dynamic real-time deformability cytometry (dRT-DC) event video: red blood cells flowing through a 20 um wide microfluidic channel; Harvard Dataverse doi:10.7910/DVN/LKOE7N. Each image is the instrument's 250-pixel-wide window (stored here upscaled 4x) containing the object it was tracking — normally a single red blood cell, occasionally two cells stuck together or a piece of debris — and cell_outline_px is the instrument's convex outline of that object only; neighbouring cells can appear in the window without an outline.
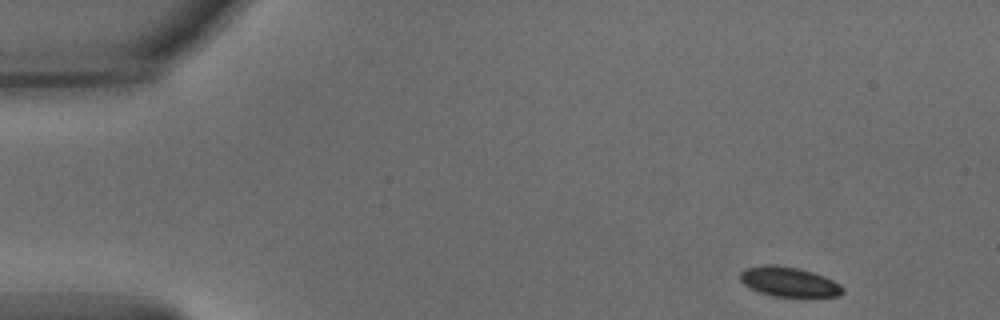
{"species": "common noctule bat (a hibernating species)", "species_latin": "Nyctalus noctula", "temperature_condition": "warm", "stored_images_in_passage": 49, "camera_frame_rate_fps": 3000, "um_per_image_px": 0.085, "animal": {"sex": "male", "body_mass_g": 15.6}, "frame": {"image": 1, "passage_image": 1, "time_ms": 0.0, "image_size_px": [1000, 320], "cell_outline_px": [[844, 292], [840, 296], [772, 296], [760, 292], [744, 284], [740, 280], [740, 272], [744, 268], [764, 264], [776, 264], [800, 268], [824, 276], [840, 284], [844, 288]], "centroid_in_image_um": [67.05, 23.93], "position_along_channel_um": 17.9, "area_um2": 17.8}}
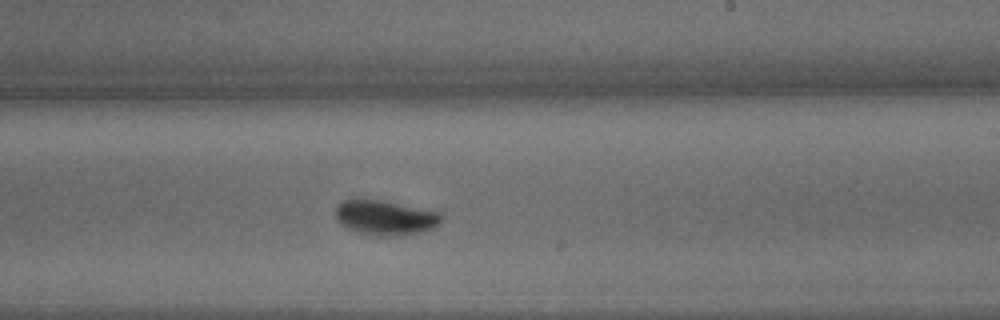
{"frame": {"image": 2, "passage_image": 28, "time_ms": 9.0, "image_size_px": [1000, 320], "cell_outline_px": [[444, 216], [440, 224], [436, 228], [424, 232], [396, 236], [368, 236], [348, 228], [340, 224], [336, 220], [336, 208], [344, 200], [380, 200], [440, 212]], "centroid_in_image_um": [32.8, 18.53], "position_along_channel_um": 256.2, "area_um2": 21.62}}
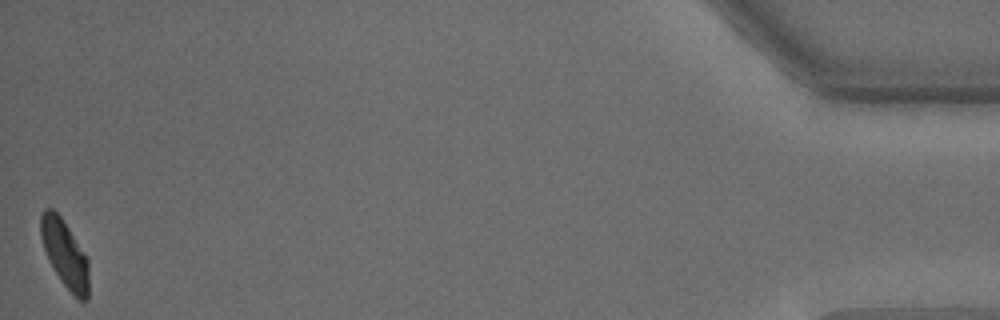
{"frame": {"image": 3, "passage_image": 49, "time_ms": 16.0, "image_size_px": [1000, 320], "cell_outline_px": [[88, 300], [80, 300], [64, 284], [48, 260], [40, 236], [40, 216], [44, 208], [52, 208], [60, 216], [68, 228], [88, 260]], "centroid_in_image_um": [5.48, 21.54], "position_along_channel_um": 429.7, "area_um2": 18.38}, "authors_computed_cell_mechanics": {"area_um2": 20.1722, "velocity_mm_per_s": 3.7935, "shape_relaxation_time_tau1_ms": 2.1938, "shape_relaxation_time_tau2_ms": 1.6929, "deformation_change_tau1": 0.133, "deformation_change_tau2": 0.055}}